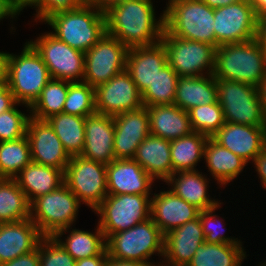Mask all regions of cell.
<instances>
[{"label":"cell","mask_w":266,"mask_h":266,"mask_svg":"<svg viewBox=\"0 0 266 266\" xmlns=\"http://www.w3.org/2000/svg\"><path fill=\"white\" fill-rule=\"evenodd\" d=\"M103 10L106 34L128 48L153 45L161 40L165 30L164 10L156 18L153 1L116 0Z\"/></svg>","instance_id":"6da1fadb"},{"label":"cell","mask_w":266,"mask_h":266,"mask_svg":"<svg viewBox=\"0 0 266 266\" xmlns=\"http://www.w3.org/2000/svg\"><path fill=\"white\" fill-rule=\"evenodd\" d=\"M21 54L6 51L4 82L17 103L30 107L51 79L48 68L37 51L26 41ZM20 54V55H19Z\"/></svg>","instance_id":"7a4b0ae2"},{"label":"cell","mask_w":266,"mask_h":266,"mask_svg":"<svg viewBox=\"0 0 266 266\" xmlns=\"http://www.w3.org/2000/svg\"><path fill=\"white\" fill-rule=\"evenodd\" d=\"M213 76L258 87L266 76V51L257 39L216 48Z\"/></svg>","instance_id":"3957f363"},{"label":"cell","mask_w":266,"mask_h":266,"mask_svg":"<svg viewBox=\"0 0 266 266\" xmlns=\"http://www.w3.org/2000/svg\"><path fill=\"white\" fill-rule=\"evenodd\" d=\"M45 24L59 40L83 53L106 34L104 10L98 6L86 5L55 14Z\"/></svg>","instance_id":"277c9868"},{"label":"cell","mask_w":266,"mask_h":266,"mask_svg":"<svg viewBox=\"0 0 266 266\" xmlns=\"http://www.w3.org/2000/svg\"><path fill=\"white\" fill-rule=\"evenodd\" d=\"M164 10L165 31L172 36L207 43L217 48L214 8L202 0H168Z\"/></svg>","instance_id":"5b68a950"},{"label":"cell","mask_w":266,"mask_h":266,"mask_svg":"<svg viewBox=\"0 0 266 266\" xmlns=\"http://www.w3.org/2000/svg\"><path fill=\"white\" fill-rule=\"evenodd\" d=\"M164 235L149 218L138 223L130 229L114 233L106 239V250L108 256L120 260H132L142 263L156 265L149 262L152 255L163 257ZM157 253V254H156Z\"/></svg>","instance_id":"8992f818"},{"label":"cell","mask_w":266,"mask_h":266,"mask_svg":"<svg viewBox=\"0 0 266 266\" xmlns=\"http://www.w3.org/2000/svg\"><path fill=\"white\" fill-rule=\"evenodd\" d=\"M81 204L64 183L30 203V219L43 236H54L59 230L74 226Z\"/></svg>","instance_id":"52a82bcc"},{"label":"cell","mask_w":266,"mask_h":266,"mask_svg":"<svg viewBox=\"0 0 266 266\" xmlns=\"http://www.w3.org/2000/svg\"><path fill=\"white\" fill-rule=\"evenodd\" d=\"M151 196L138 194L107 195L93 210L105 238L151 218Z\"/></svg>","instance_id":"ba28073f"},{"label":"cell","mask_w":266,"mask_h":266,"mask_svg":"<svg viewBox=\"0 0 266 266\" xmlns=\"http://www.w3.org/2000/svg\"><path fill=\"white\" fill-rule=\"evenodd\" d=\"M216 85L225 122L266 127L257 87L223 79H216Z\"/></svg>","instance_id":"9c48e42d"},{"label":"cell","mask_w":266,"mask_h":266,"mask_svg":"<svg viewBox=\"0 0 266 266\" xmlns=\"http://www.w3.org/2000/svg\"><path fill=\"white\" fill-rule=\"evenodd\" d=\"M160 41L166 49L167 63L179 77L213 74L215 46L172 36L165 30Z\"/></svg>","instance_id":"30bf717a"},{"label":"cell","mask_w":266,"mask_h":266,"mask_svg":"<svg viewBox=\"0 0 266 266\" xmlns=\"http://www.w3.org/2000/svg\"><path fill=\"white\" fill-rule=\"evenodd\" d=\"M28 43L41 56L51 78L82 82L85 53L70 47L51 32H44Z\"/></svg>","instance_id":"8fae6325"},{"label":"cell","mask_w":266,"mask_h":266,"mask_svg":"<svg viewBox=\"0 0 266 266\" xmlns=\"http://www.w3.org/2000/svg\"><path fill=\"white\" fill-rule=\"evenodd\" d=\"M106 169L101 162L72 156L64 172V183L92 212L108 195Z\"/></svg>","instance_id":"7c38bea8"},{"label":"cell","mask_w":266,"mask_h":266,"mask_svg":"<svg viewBox=\"0 0 266 266\" xmlns=\"http://www.w3.org/2000/svg\"><path fill=\"white\" fill-rule=\"evenodd\" d=\"M128 50L117 38L105 34L85 52L83 82L95 88L125 70Z\"/></svg>","instance_id":"4fadbf2b"},{"label":"cell","mask_w":266,"mask_h":266,"mask_svg":"<svg viewBox=\"0 0 266 266\" xmlns=\"http://www.w3.org/2000/svg\"><path fill=\"white\" fill-rule=\"evenodd\" d=\"M214 33L217 47L255 39L257 16L250 0L214 9Z\"/></svg>","instance_id":"5bb4252c"},{"label":"cell","mask_w":266,"mask_h":266,"mask_svg":"<svg viewBox=\"0 0 266 266\" xmlns=\"http://www.w3.org/2000/svg\"><path fill=\"white\" fill-rule=\"evenodd\" d=\"M142 94L125 69L108 82L95 87L96 112L115 116L143 107Z\"/></svg>","instance_id":"9a60e30c"},{"label":"cell","mask_w":266,"mask_h":266,"mask_svg":"<svg viewBox=\"0 0 266 266\" xmlns=\"http://www.w3.org/2000/svg\"><path fill=\"white\" fill-rule=\"evenodd\" d=\"M26 136L30 144L33 162L61 169L65 172L71 157L46 120L30 117Z\"/></svg>","instance_id":"2e32d148"},{"label":"cell","mask_w":266,"mask_h":266,"mask_svg":"<svg viewBox=\"0 0 266 266\" xmlns=\"http://www.w3.org/2000/svg\"><path fill=\"white\" fill-rule=\"evenodd\" d=\"M113 120L115 159H133L140 143L151 134L147 107L119 113Z\"/></svg>","instance_id":"e0dca14e"},{"label":"cell","mask_w":266,"mask_h":266,"mask_svg":"<svg viewBox=\"0 0 266 266\" xmlns=\"http://www.w3.org/2000/svg\"><path fill=\"white\" fill-rule=\"evenodd\" d=\"M205 242L199 216L164 235L163 259L159 266H187Z\"/></svg>","instance_id":"ac0fdd59"},{"label":"cell","mask_w":266,"mask_h":266,"mask_svg":"<svg viewBox=\"0 0 266 266\" xmlns=\"http://www.w3.org/2000/svg\"><path fill=\"white\" fill-rule=\"evenodd\" d=\"M106 177L109 195H153L155 180L134 159L113 160L107 164Z\"/></svg>","instance_id":"d6986e66"},{"label":"cell","mask_w":266,"mask_h":266,"mask_svg":"<svg viewBox=\"0 0 266 266\" xmlns=\"http://www.w3.org/2000/svg\"><path fill=\"white\" fill-rule=\"evenodd\" d=\"M212 138L249 164L266 147V127L225 122Z\"/></svg>","instance_id":"ffe728a7"},{"label":"cell","mask_w":266,"mask_h":266,"mask_svg":"<svg viewBox=\"0 0 266 266\" xmlns=\"http://www.w3.org/2000/svg\"><path fill=\"white\" fill-rule=\"evenodd\" d=\"M113 116L94 113L85 118V145L81 157L91 161L109 164L114 155Z\"/></svg>","instance_id":"44dd1931"},{"label":"cell","mask_w":266,"mask_h":266,"mask_svg":"<svg viewBox=\"0 0 266 266\" xmlns=\"http://www.w3.org/2000/svg\"><path fill=\"white\" fill-rule=\"evenodd\" d=\"M151 219L163 235L197 218L200 210L172 190L156 192L151 196Z\"/></svg>","instance_id":"7402d4cb"},{"label":"cell","mask_w":266,"mask_h":266,"mask_svg":"<svg viewBox=\"0 0 266 266\" xmlns=\"http://www.w3.org/2000/svg\"><path fill=\"white\" fill-rule=\"evenodd\" d=\"M167 64L166 49L161 41L153 45L138 46L128 50L126 70L141 94Z\"/></svg>","instance_id":"603a6c76"},{"label":"cell","mask_w":266,"mask_h":266,"mask_svg":"<svg viewBox=\"0 0 266 266\" xmlns=\"http://www.w3.org/2000/svg\"><path fill=\"white\" fill-rule=\"evenodd\" d=\"M43 237L30 218L0 223V264L35 250Z\"/></svg>","instance_id":"cb8c5ba5"},{"label":"cell","mask_w":266,"mask_h":266,"mask_svg":"<svg viewBox=\"0 0 266 266\" xmlns=\"http://www.w3.org/2000/svg\"><path fill=\"white\" fill-rule=\"evenodd\" d=\"M210 179L198 170L180 171L172 174L165 182L178 197L200 211L217 206L220 200L208 194Z\"/></svg>","instance_id":"d4e9b609"},{"label":"cell","mask_w":266,"mask_h":266,"mask_svg":"<svg viewBox=\"0 0 266 266\" xmlns=\"http://www.w3.org/2000/svg\"><path fill=\"white\" fill-rule=\"evenodd\" d=\"M150 132L168 141L193 132L189 113L174 104L147 107Z\"/></svg>","instance_id":"484cf974"},{"label":"cell","mask_w":266,"mask_h":266,"mask_svg":"<svg viewBox=\"0 0 266 266\" xmlns=\"http://www.w3.org/2000/svg\"><path fill=\"white\" fill-rule=\"evenodd\" d=\"M170 141L148 135L138 146L134 160L156 181H165L173 174Z\"/></svg>","instance_id":"4316f807"},{"label":"cell","mask_w":266,"mask_h":266,"mask_svg":"<svg viewBox=\"0 0 266 266\" xmlns=\"http://www.w3.org/2000/svg\"><path fill=\"white\" fill-rule=\"evenodd\" d=\"M203 158L209 174L211 173L219 187H225L236 179L248 165L245 160L221 146L212 137L205 143Z\"/></svg>","instance_id":"83f0119b"},{"label":"cell","mask_w":266,"mask_h":266,"mask_svg":"<svg viewBox=\"0 0 266 266\" xmlns=\"http://www.w3.org/2000/svg\"><path fill=\"white\" fill-rule=\"evenodd\" d=\"M14 179L31 203L64 184V171L31 161Z\"/></svg>","instance_id":"f1b7e54d"},{"label":"cell","mask_w":266,"mask_h":266,"mask_svg":"<svg viewBox=\"0 0 266 266\" xmlns=\"http://www.w3.org/2000/svg\"><path fill=\"white\" fill-rule=\"evenodd\" d=\"M218 101L216 78L213 74L179 77L174 105L188 112L196 106L214 104Z\"/></svg>","instance_id":"f546056e"},{"label":"cell","mask_w":266,"mask_h":266,"mask_svg":"<svg viewBox=\"0 0 266 266\" xmlns=\"http://www.w3.org/2000/svg\"><path fill=\"white\" fill-rule=\"evenodd\" d=\"M96 228L95 232H90L70 226L59 230L53 237L77 261L100 255L106 249V238L104 233L98 224ZM66 233H69L65 236L67 238L61 239Z\"/></svg>","instance_id":"4dcf8cb0"},{"label":"cell","mask_w":266,"mask_h":266,"mask_svg":"<svg viewBox=\"0 0 266 266\" xmlns=\"http://www.w3.org/2000/svg\"><path fill=\"white\" fill-rule=\"evenodd\" d=\"M243 244L204 242L187 266H242L246 256Z\"/></svg>","instance_id":"1f68e13d"},{"label":"cell","mask_w":266,"mask_h":266,"mask_svg":"<svg viewBox=\"0 0 266 266\" xmlns=\"http://www.w3.org/2000/svg\"><path fill=\"white\" fill-rule=\"evenodd\" d=\"M208 136L192 132L170 141L173 174L180 171L197 170L196 166L203 160L205 143Z\"/></svg>","instance_id":"d6a6232c"},{"label":"cell","mask_w":266,"mask_h":266,"mask_svg":"<svg viewBox=\"0 0 266 266\" xmlns=\"http://www.w3.org/2000/svg\"><path fill=\"white\" fill-rule=\"evenodd\" d=\"M85 118L77 115L60 113L46 121L55 131L65 151L72 156H80L85 145Z\"/></svg>","instance_id":"836d02e7"},{"label":"cell","mask_w":266,"mask_h":266,"mask_svg":"<svg viewBox=\"0 0 266 266\" xmlns=\"http://www.w3.org/2000/svg\"><path fill=\"white\" fill-rule=\"evenodd\" d=\"M30 218V202L15 179L0 178V223Z\"/></svg>","instance_id":"e575fe53"},{"label":"cell","mask_w":266,"mask_h":266,"mask_svg":"<svg viewBox=\"0 0 266 266\" xmlns=\"http://www.w3.org/2000/svg\"><path fill=\"white\" fill-rule=\"evenodd\" d=\"M69 81L51 78L42 89L41 95L30 107L31 117L47 120L63 111L67 97Z\"/></svg>","instance_id":"d590c367"},{"label":"cell","mask_w":266,"mask_h":266,"mask_svg":"<svg viewBox=\"0 0 266 266\" xmlns=\"http://www.w3.org/2000/svg\"><path fill=\"white\" fill-rule=\"evenodd\" d=\"M31 161L27 136L0 142V178L14 179Z\"/></svg>","instance_id":"8d00e7d4"},{"label":"cell","mask_w":266,"mask_h":266,"mask_svg":"<svg viewBox=\"0 0 266 266\" xmlns=\"http://www.w3.org/2000/svg\"><path fill=\"white\" fill-rule=\"evenodd\" d=\"M179 76L169 64L165 65L157 74L150 86L142 93L145 107L156 105H170L174 103Z\"/></svg>","instance_id":"74e56055"},{"label":"cell","mask_w":266,"mask_h":266,"mask_svg":"<svg viewBox=\"0 0 266 266\" xmlns=\"http://www.w3.org/2000/svg\"><path fill=\"white\" fill-rule=\"evenodd\" d=\"M62 113L87 117L96 113L95 88L85 82H70Z\"/></svg>","instance_id":"f35d334b"},{"label":"cell","mask_w":266,"mask_h":266,"mask_svg":"<svg viewBox=\"0 0 266 266\" xmlns=\"http://www.w3.org/2000/svg\"><path fill=\"white\" fill-rule=\"evenodd\" d=\"M188 113L193 131L208 137H212L225 124L219 101L193 107Z\"/></svg>","instance_id":"ab89813d"},{"label":"cell","mask_w":266,"mask_h":266,"mask_svg":"<svg viewBox=\"0 0 266 266\" xmlns=\"http://www.w3.org/2000/svg\"><path fill=\"white\" fill-rule=\"evenodd\" d=\"M222 202L217 206L199 212V219L202 225L203 234L206 243H227V244H242L238 238L225 236V223L223 219H219V215L214 212L220 209ZM223 222V223H222ZM224 230V231H223Z\"/></svg>","instance_id":"60d3db41"},{"label":"cell","mask_w":266,"mask_h":266,"mask_svg":"<svg viewBox=\"0 0 266 266\" xmlns=\"http://www.w3.org/2000/svg\"><path fill=\"white\" fill-rule=\"evenodd\" d=\"M19 105L24 104L16 103L11 109L0 113V142L14 141L26 136L31 115L21 112L16 107Z\"/></svg>","instance_id":"b9f144b4"},{"label":"cell","mask_w":266,"mask_h":266,"mask_svg":"<svg viewBox=\"0 0 266 266\" xmlns=\"http://www.w3.org/2000/svg\"><path fill=\"white\" fill-rule=\"evenodd\" d=\"M40 266H75L76 260L53 236H44L38 244Z\"/></svg>","instance_id":"7bdbcfd3"},{"label":"cell","mask_w":266,"mask_h":266,"mask_svg":"<svg viewBox=\"0 0 266 266\" xmlns=\"http://www.w3.org/2000/svg\"><path fill=\"white\" fill-rule=\"evenodd\" d=\"M86 0H36L32 6L35 8L34 21L46 22L55 14L86 6Z\"/></svg>","instance_id":"ee69618b"},{"label":"cell","mask_w":266,"mask_h":266,"mask_svg":"<svg viewBox=\"0 0 266 266\" xmlns=\"http://www.w3.org/2000/svg\"><path fill=\"white\" fill-rule=\"evenodd\" d=\"M0 266H40L38 246L35 250L20 255L11 261L4 262Z\"/></svg>","instance_id":"f6af8a7d"},{"label":"cell","mask_w":266,"mask_h":266,"mask_svg":"<svg viewBox=\"0 0 266 266\" xmlns=\"http://www.w3.org/2000/svg\"><path fill=\"white\" fill-rule=\"evenodd\" d=\"M256 168L262 187L266 190V147L251 162Z\"/></svg>","instance_id":"bcb514c9"},{"label":"cell","mask_w":266,"mask_h":266,"mask_svg":"<svg viewBox=\"0 0 266 266\" xmlns=\"http://www.w3.org/2000/svg\"><path fill=\"white\" fill-rule=\"evenodd\" d=\"M16 103L10 88L5 82L2 83L0 85V113L11 109Z\"/></svg>","instance_id":"7dc6e473"},{"label":"cell","mask_w":266,"mask_h":266,"mask_svg":"<svg viewBox=\"0 0 266 266\" xmlns=\"http://www.w3.org/2000/svg\"><path fill=\"white\" fill-rule=\"evenodd\" d=\"M107 256L108 253L105 249L100 255L77 260L75 266H104Z\"/></svg>","instance_id":"c3c4849f"},{"label":"cell","mask_w":266,"mask_h":266,"mask_svg":"<svg viewBox=\"0 0 266 266\" xmlns=\"http://www.w3.org/2000/svg\"><path fill=\"white\" fill-rule=\"evenodd\" d=\"M256 39L262 48L266 51V13L257 17Z\"/></svg>","instance_id":"681fc988"},{"label":"cell","mask_w":266,"mask_h":266,"mask_svg":"<svg viewBox=\"0 0 266 266\" xmlns=\"http://www.w3.org/2000/svg\"><path fill=\"white\" fill-rule=\"evenodd\" d=\"M6 5L17 15L23 12L24 8L32 7L36 0H3Z\"/></svg>","instance_id":"f907efd6"},{"label":"cell","mask_w":266,"mask_h":266,"mask_svg":"<svg viewBox=\"0 0 266 266\" xmlns=\"http://www.w3.org/2000/svg\"><path fill=\"white\" fill-rule=\"evenodd\" d=\"M104 266H152V264L132 260H120L107 256Z\"/></svg>","instance_id":"816d5d0a"},{"label":"cell","mask_w":266,"mask_h":266,"mask_svg":"<svg viewBox=\"0 0 266 266\" xmlns=\"http://www.w3.org/2000/svg\"><path fill=\"white\" fill-rule=\"evenodd\" d=\"M15 17L18 18L17 15L6 5V3L3 0H0V22L1 20L8 18L16 20Z\"/></svg>","instance_id":"f5cc1de1"},{"label":"cell","mask_w":266,"mask_h":266,"mask_svg":"<svg viewBox=\"0 0 266 266\" xmlns=\"http://www.w3.org/2000/svg\"><path fill=\"white\" fill-rule=\"evenodd\" d=\"M257 89H258V94L260 97V102L262 105V112L266 117V76L264 77L262 82L259 84Z\"/></svg>","instance_id":"db71d44e"},{"label":"cell","mask_w":266,"mask_h":266,"mask_svg":"<svg viewBox=\"0 0 266 266\" xmlns=\"http://www.w3.org/2000/svg\"><path fill=\"white\" fill-rule=\"evenodd\" d=\"M202 1L209 7L216 9L230 5L232 3L240 2L242 0H202Z\"/></svg>","instance_id":"11a10c76"},{"label":"cell","mask_w":266,"mask_h":266,"mask_svg":"<svg viewBox=\"0 0 266 266\" xmlns=\"http://www.w3.org/2000/svg\"><path fill=\"white\" fill-rule=\"evenodd\" d=\"M250 2L257 17L266 13V0H250Z\"/></svg>","instance_id":"9f6ffc18"},{"label":"cell","mask_w":266,"mask_h":266,"mask_svg":"<svg viewBox=\"0 0 266 266\" xmlns=\"http://www.w3.org/2000/svg\"><path fill=\"white\" fill-rule=\"evenodd\" d=\"M116 0H86L87 5L98 6L105 8L108 4L115 2Z\"/></svg>","instance_id":"6f0895ef"},{"label":"cell","mask_w":266,"mask_h":266,"mask_svg":"<svg viewBox=\"0 0 266 266\" xmlns=\"http://www.w3.org/2000/svg\"><path fill=\"white\" fill-rule=\"evenodd\" d=\"M5 56L6 52H0V85L4 83V73H5Z\"/></svg>","instance_id":"680465c9"},{"label":"cell","mask_w":266,"mask_h":266,"mask_svg":"<svg viewBox=\"0 0 266 266\" xmlns=\"http://www.w3.org/2000/svg\"><path fill=\"white\" fill-rule=\"evenodd\" d=\"M259 264H260V265H258V266H266V262H263V261L260 262Z\"/></svg>","instance_id":"91938a15"}]
</instances>
